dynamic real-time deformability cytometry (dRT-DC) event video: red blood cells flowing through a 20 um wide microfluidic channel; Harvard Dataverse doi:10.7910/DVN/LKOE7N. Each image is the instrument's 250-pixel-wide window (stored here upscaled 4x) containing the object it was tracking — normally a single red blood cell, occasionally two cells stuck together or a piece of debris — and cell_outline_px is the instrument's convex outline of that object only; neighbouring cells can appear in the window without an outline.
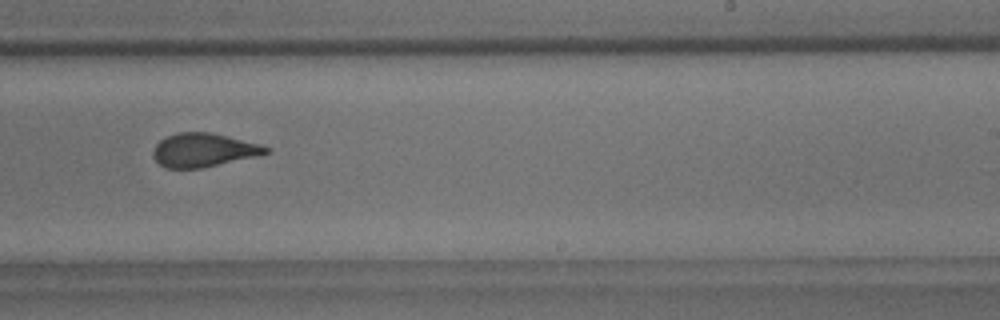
{"species": "common noctule bat (a hibernating species)", "species_latin": "Nyctalus noctula", "temperature_condition": "room temperature", "stored_images_in_passage": 16, "camera_frame_rate_fps": 3000, "um_per_image_px": 0.085, "animal": {"sex": "male", "body_mass_g": 18.8}, "frame": {"image": 1, "passage_image": 10, "time_ms": 11.0, "image_size_px": [1000, 320], "cell_outline_px": [[272, 152], [260, 156], [200, 168], [168, 168], [160, 164], [152, 156], [152, 152], [156, 144], [160, 140], [176, 132], [212, 132], [260, 144], [272, 148]], "centroid_in_image_um": [17.35, 12.75], "position_along_channel_um": 271.6, "area_um2": 22.31}, "authors_computed_cell_mechanics": {"area_um2": 22.7154, "velocity_mm_per_s": 3.698, "shape_relaxation_time_tau1_ms": null, "shape_relaxation_time_tau2_ms": 2.4668, "deformation_change_tau1": null, "deformation_change_tau2": 0.1039}}